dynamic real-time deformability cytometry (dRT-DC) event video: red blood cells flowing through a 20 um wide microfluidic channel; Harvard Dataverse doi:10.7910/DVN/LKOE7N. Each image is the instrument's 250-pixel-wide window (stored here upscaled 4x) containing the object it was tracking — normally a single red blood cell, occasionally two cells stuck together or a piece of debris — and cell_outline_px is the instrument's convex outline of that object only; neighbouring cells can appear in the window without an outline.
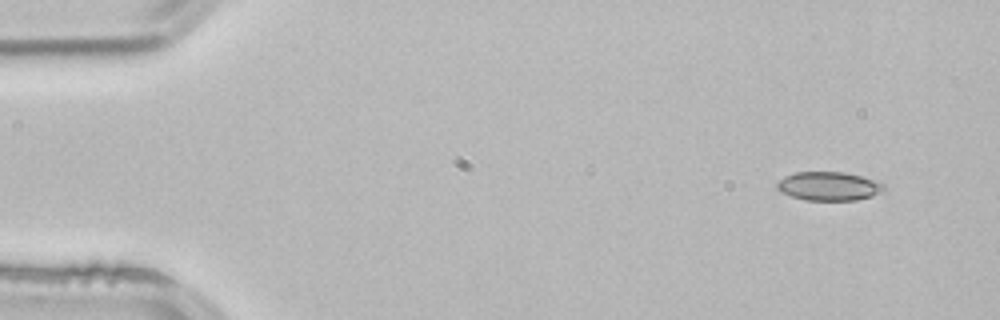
{"species": "common noctule bat (a hibernating species)", "species_latin": "Nyctalus noctula", "temperature_condition": "room temperature", "stored_images_in_passage": 4, "segment_of_instrument_passage": [2, 2], "camera_frame_rate_fps": 3000, "um_per_image_px": 0.085, "animal": {"sex": "male", "body_mass_g": 21.5, "forearm_length_mm": 52.0}, "frame": {"image": 1, "passage_image": 4, "time_ms": 1.0, "image_size_px": [1000, 320], "cell_outline_px": [[884, 188], [872, 196], [856, 200], [804, 200], [780, 192], [776, 188], [776, 184], [784, 176], [796, 172], [844, 172], [860, 176], [884, 184]], "centroid_in_image_um": [70.39, 15.82], "position_along_channel_um": 14.6, "area_um2": 17.69}}